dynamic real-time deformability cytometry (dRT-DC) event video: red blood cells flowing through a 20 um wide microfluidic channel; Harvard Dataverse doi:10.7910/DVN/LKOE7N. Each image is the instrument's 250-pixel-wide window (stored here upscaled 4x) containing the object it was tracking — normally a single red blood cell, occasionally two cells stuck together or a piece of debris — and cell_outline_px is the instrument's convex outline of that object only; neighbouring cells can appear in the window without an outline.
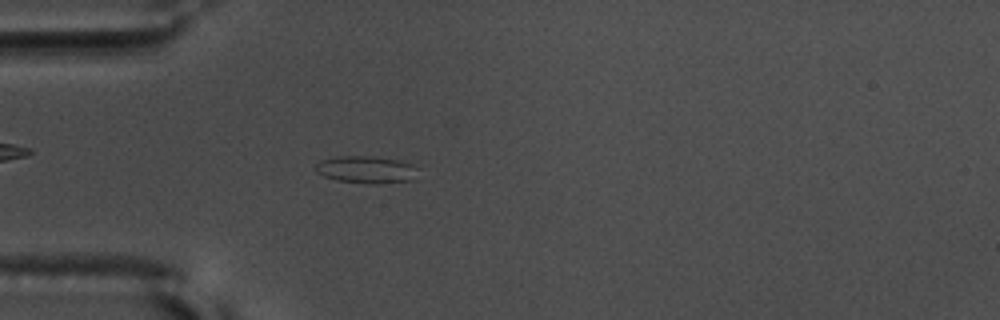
{"species": "common noctule bat (a hibernating species)", "species_latin": "Nyctalus noctula", "temperature_condition": "warm", "stored_images_in_passage": 56, "camera_frame_rate_fps": 3000, "um_per_image_px": 0.085, "animal": {"sex": "male", "body_mass_g": 17.5, "forearm_length_mm": 52.3}, "frame": {"image": 1, "passage_image": 16, "time_ms": 5.0, "image_size_px": [1000, 320], "cell_outline_px": [[416, 168], [412, 180], [380, 184], [372, 184], [336, 180], [324, 176], [316, 172], [316, 164], [320, 160], [336, 156], [372, 156], [400, 160], [412, 164]], "centroid_in_image_um": [31.1, 14.41], "position_along_channel_um": 53.9, "area_um2": 16.24}}
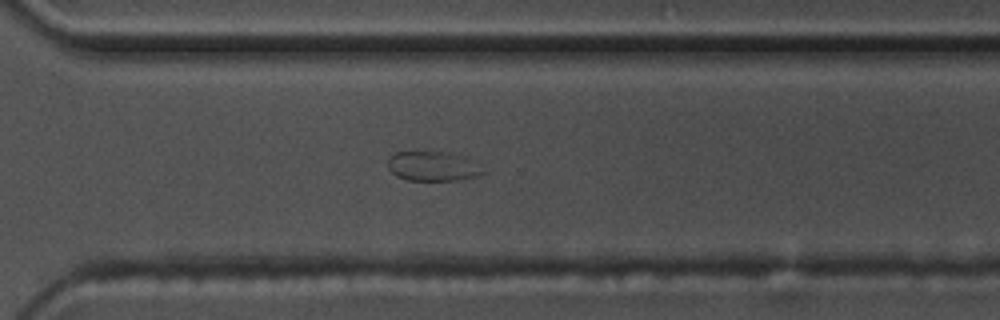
{"frame": {"image": 2, "passage_image": 40, "time_ms": 13.0, "image_size_px": [1000, 320], "cell_outline_px": [[484, 172], [476, 176], [456, 180], [408, 180], [396, 176], [388, 168], [388, 156], [396, 152], [448, 152], [464, 156], [472, 160]], "centroid_in_image_um": [36.74, 14.12], "position_along_channel_um": 333.9, "area_um2": 16.24}}
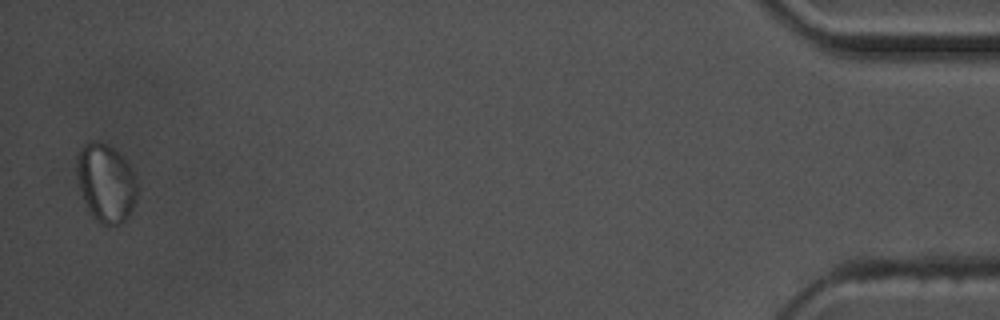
{"frame": {"image": 3, "passage_image": 55, "time_ms": 18.0, "image_size_px": [1000, 320], "cell_outline_px": [[136, 200], [128, 216], [120, 224], [100, 224], [92, 216], [84, 200], [80, 188], [76, 168], [76, 160], [80, 148], [84, 144], [96, 140], [108, 144], [124, 156], [132, 168], [136, 176]], "centroid_in_image_um": [9.01, 15.51], "position_along_channel_um": 426.2, "area_um2": 27.63}}